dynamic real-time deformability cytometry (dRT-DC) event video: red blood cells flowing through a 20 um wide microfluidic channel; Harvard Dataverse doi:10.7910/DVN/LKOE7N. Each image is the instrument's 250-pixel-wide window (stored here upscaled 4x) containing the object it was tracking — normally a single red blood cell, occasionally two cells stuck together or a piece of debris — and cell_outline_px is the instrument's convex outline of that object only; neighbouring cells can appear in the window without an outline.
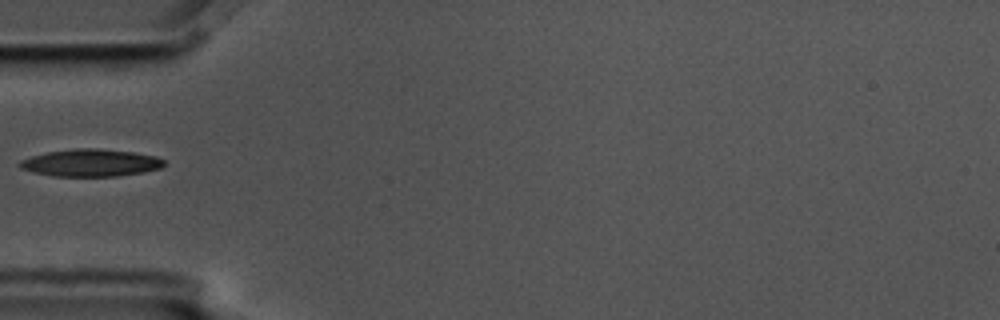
{"species": "common noctule bat (a hibernating species)", "species_latin": "Nyctalus noctula", "temperature_condition": "cold", "stored_images_in_passage": 6, "camera_frame_rate_fps": 3000, "um_per_image_px": 0.085, "animal": {"sex": "male", "body_mass_g": 17.5, "forearm_length_mm": 52.3}, "frame": {"image": 1, "passage_image": 5, "time_ms": 1.333, "image_size_px": [1000, 320], "cell_outline_px": [[164, 164], [160, 168], [144, 172], [116, 176], [52, 176], [32, 172], [20, 168], [16, 164], [20, 160], [32, 156], [48, 152], [76, 148], [100, 148], [132, 152], [156, 156], [164, 160]], "centroid_in_image_um": [7.68, 13.84], "position_along_channel_um": 77.3, "area_um2": 23.0}}